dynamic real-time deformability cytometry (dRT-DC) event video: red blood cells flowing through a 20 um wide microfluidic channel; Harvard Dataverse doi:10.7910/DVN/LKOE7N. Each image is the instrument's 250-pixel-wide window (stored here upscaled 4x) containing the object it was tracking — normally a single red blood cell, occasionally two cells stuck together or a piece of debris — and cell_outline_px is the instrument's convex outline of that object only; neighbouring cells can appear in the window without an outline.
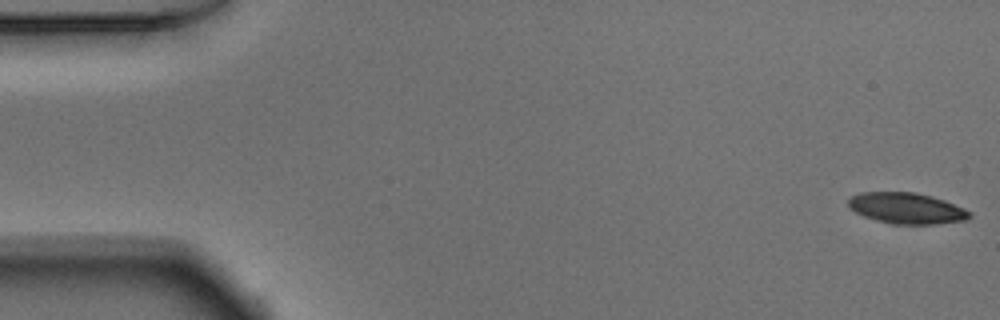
{"species": "Egyptian fruit bat (a non-hibernating species)", "species_latin": "Rousettus aegyptiacus", "temperature_condition": "warm", "stored_images_in_passage": 52, "camera_frame_rate_fps": 3000, "um_per_image_px": 0.085, "animal": {"sex": "male"}, "frame": {"image": 1, "passage_image": 1, "time_ms": 0.0, "image_size_px": [1000, 320], "cell_outline_px": [[972, 216], [968, 220], [936, 224], [892, 224], [876, 220], [864, 216], [848, 208], [848, 200], [852, 196], [860, 192], [916, 192], [932, 196], [944, 200], [964, 208], [972, 212]], "centroid_in_image_um": [77.08, 17.7], "position_along_channel_um": 7.9, "area_um2": 22.08}}
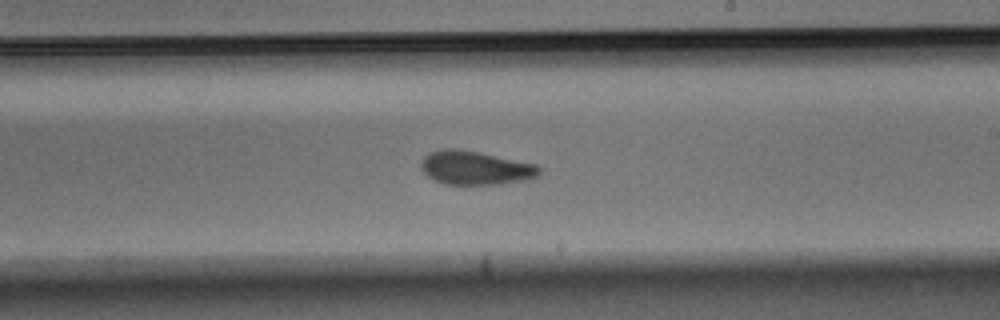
{"frame": {"image": 2, "passage_image": 30, "time_ms": 9.667, "image_size_px": [1000, 320], "cell_outline_px": [[540, 176], [528, 180], [500, 184], [444, 184], [428, 176], [420, 168], [420, 164], [424, 156], [428, 152], [440, 148], [452, 148], [480, 152], [536, 164], [540, 168]], "centroid_in_image_um": [40.41, 14.26], "position_along_channel_um": 248.6, "area_um2": 23.47}}
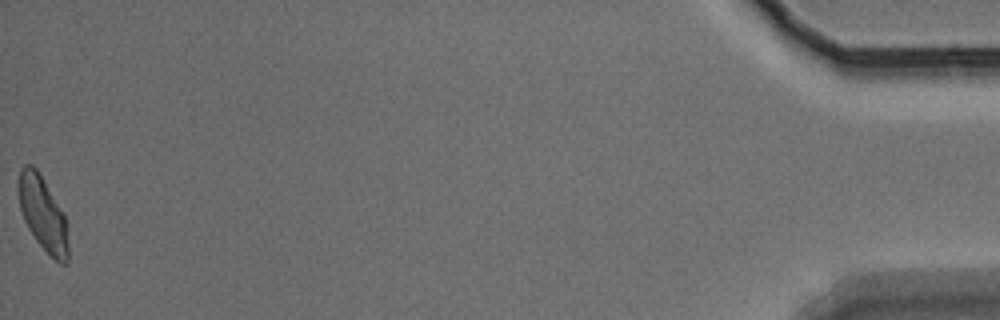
{"frame": {"image": 3, "passage_image": 52, "time_ms": 17.0, "image_size_px": [1000, 320], "cell_outline_px": [[68, 264], [60, 264], [36, 240], [28, 228], [24, 220], [20, 208], [20, 168], [24, 164], [32, 164], [36, 168], [64, 216], [68, 244]], "centroid_in_image_um": [3.65, 18.2], "position_along_channel_um": 431.6, "area_um2": 20.58}, "authors_computed_cell_mechanics": {"area_um2": 22.8599, "velocity_mm_per_s": 3.8564, "shape_relaxation_time_tau1_ms": 4.6703, "shape_relaxation_time_tau2_ms": 2.0625, "deformation_change_tau1": 0.1475, "deformation_change_tau2": 0.0703}}